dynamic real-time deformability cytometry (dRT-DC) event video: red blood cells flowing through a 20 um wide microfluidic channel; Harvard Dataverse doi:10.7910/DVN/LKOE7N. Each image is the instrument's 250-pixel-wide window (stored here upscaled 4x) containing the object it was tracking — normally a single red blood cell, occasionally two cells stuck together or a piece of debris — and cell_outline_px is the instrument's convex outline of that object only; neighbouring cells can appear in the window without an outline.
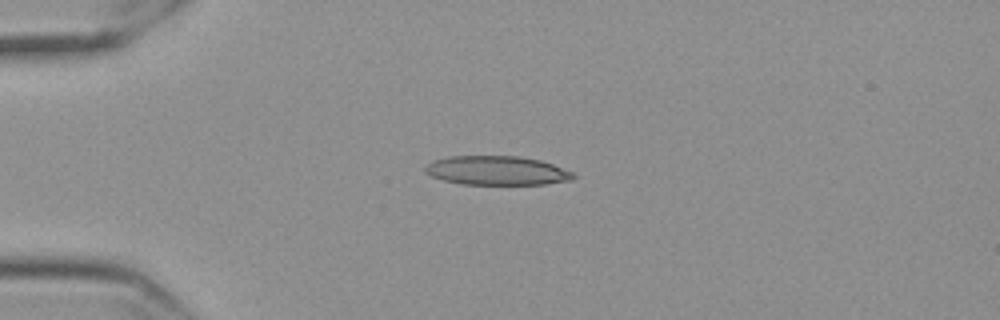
{"species": "Egyptian fruit bat (a non-hibernating species)", "species_latin": "Rousettus aegyptiacus", "temperature_condition": "cold", "stored_images_in_passage": 44, "camera_frame_rate_fps": 3000, "um_per_image_px": 0.085, "frame": {"image": 1, "passage_image": 1, "time_ms": 0.0, "image_size_px": [1000, 320], "cell_outline_px": [[576, 176], [572, 180], [544, 184], [460, 184], [444, 180], [432, 176], [424, 172], [424, 168], [432, 160], [452, 156], [520, 156], [540, 160], [552, 164], [572, 172]], "centroid_in_image_um": [42.22, 14.49], "position_along_channel_um": 42.8, "area_um2": 25.03}}
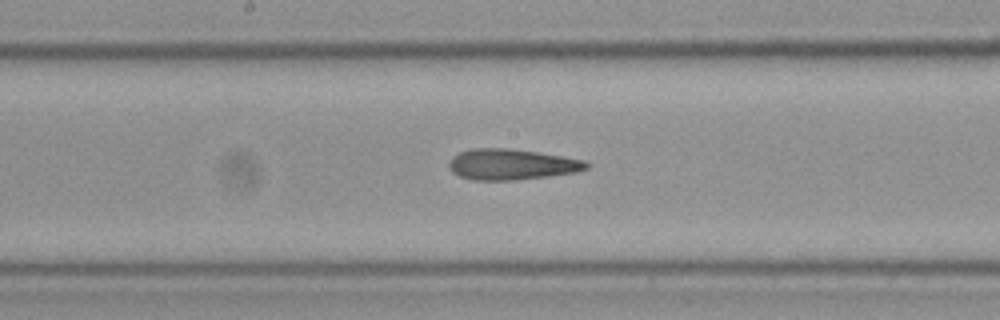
{"frame": {"image": 2, "passage_image": 17, "time_ms": 5.333, "image_size_px": [1000, 320], "cell_outline_px": [[588, 168], [576, 172], [548, 176], [516, 180], [472, 180], [460, 176], [452, 172], [448, 168], [448, 164], [452, 156], [460, 152], [472, 148], [508, 148], [536, 152], [584, 160], [588, 164]], "centroid_in_image_um": [43.43, 13.98], "position_along_channel_um": 204.8, "area_um2": 24.57}}
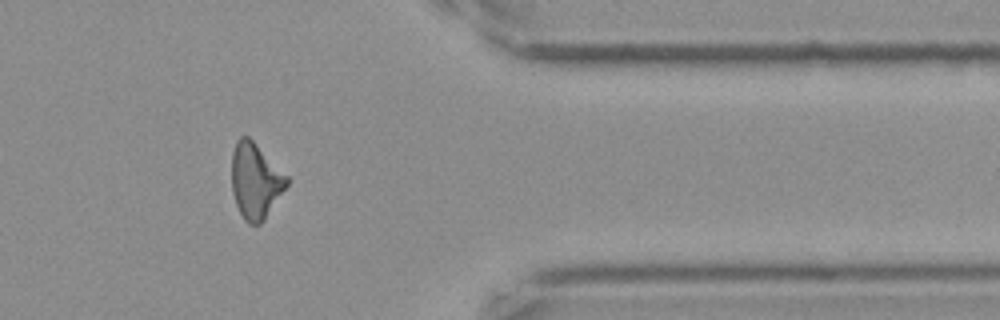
{"frame": {"image": 3, "passage_image": 34, "time_ms": 11.0, "image_size_px": [1000, 320], "cell_outline_px": [[288, 184], [264, 220], [260, 224], [248, 224], [244, 220], [236, 204], [232, 192], [232, 152], [236, 140], [240, 136], [248, 136], [288, 176]], "centroid_in_image_um": [21.7, 15.37], "position_along_channel_um": 389.7, "area_um2": 24.1}, "authors_computed_cell_mechanics": {"area_um2": 24.4205, "velocity_mm_per_s": 3.5483, "shape_relaxation_time_tau1_ms": 9.1158, "shape_relaxation_time_tau2_ms": 4.5717, "deformation_change_tau1": 0.2003, "deformation_change_tau2": 0.156}}